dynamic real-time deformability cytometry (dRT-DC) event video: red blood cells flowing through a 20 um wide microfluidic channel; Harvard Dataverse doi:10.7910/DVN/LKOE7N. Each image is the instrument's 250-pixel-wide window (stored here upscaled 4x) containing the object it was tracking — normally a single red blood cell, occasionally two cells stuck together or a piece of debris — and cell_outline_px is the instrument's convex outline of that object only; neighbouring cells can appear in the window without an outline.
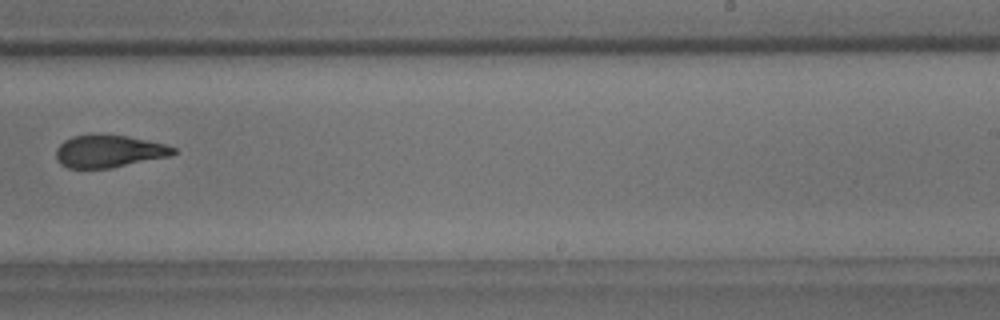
{"species": "common noctule bat (a hibernating species)", "species_latin": "Nyctalus noctula", "temperature_condition": "room temperature", "stored_images_in_passage": 10, "camera_frame_rate_fps": 3000, "um_per_image_px": 0.085, "animal": {"sex": "male", "body_mass_g": 18.8}, "frame": {"image": 1, "passage_image": 9, "time_ms": 10.0, "image_size_px": [1000, 320], "cell_outline_px": [[176, 152], [172, 156], [112, 168], [68, 168], [60, 164], [56, 160], [56, 148], [64, 140], [72, 136], [92, 132], [96, 132], [128, 136], [164, 144], [176, 148]], "centroid_in_image_um": [9.23, 12.83], "position_along_channel_um": 279.8, "area_um2": 22.83}}
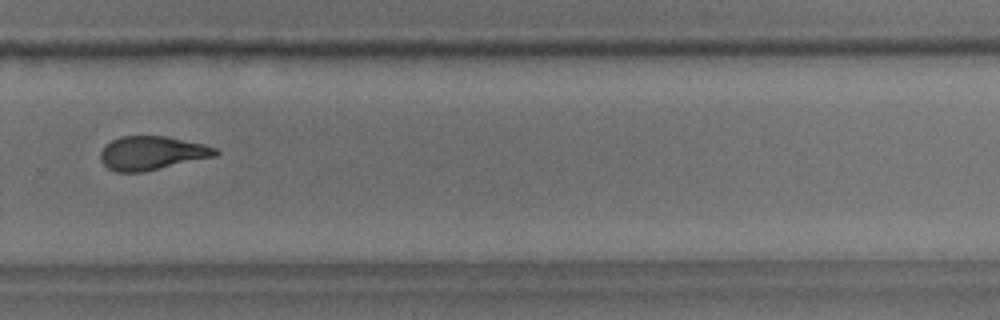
{"frame": {"image": 2, "passage_image": 10, "time_ms": 11.0, "image_size_px": [1000, 320], "cell_outline_px": [[220, 152], [216, 156], [144, 172], [116, 172], [108, 168], [100, 160], [100, 152], [104, 144], [120, 136], [168, 136], [204, 144], [216, 148]], "centroid_in_image_um": [12.9, 13.0], "position_along_channel_um": 316.9, "area_um2": 22.83}}